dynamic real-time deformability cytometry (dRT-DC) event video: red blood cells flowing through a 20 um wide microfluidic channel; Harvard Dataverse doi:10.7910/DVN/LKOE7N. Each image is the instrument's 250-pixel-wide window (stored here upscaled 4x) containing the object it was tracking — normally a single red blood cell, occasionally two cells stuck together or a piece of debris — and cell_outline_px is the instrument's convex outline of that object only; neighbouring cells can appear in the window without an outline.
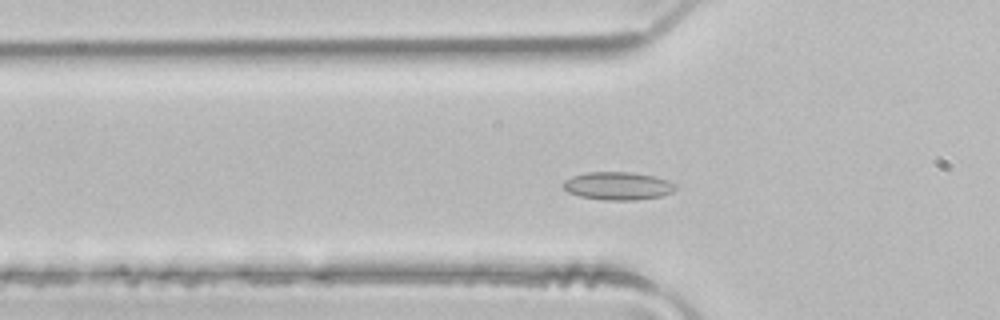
{"species": "common noctule bat (a hibernating species)", "species_latin": "Nyctalus noctula", "temperature_condition": "room temperature", "stored_images_in_passage": 45, "camera_frame_rate_fps": 3000, "um_per_image_px": 0.085, "animal": {"sex": "male", "body_mass_g": 21.5, "forearm_length_mm": 52.0}, "frame": {"image": 1, "passage_image": 12, "time_ms": 3.667, "image_size_px": [1000, 320], "cell_outline_px": [[676, 188], [672, 192], [660, 196], [636, 200], [604, 200], [580, 196], [568, 192], [560, 184], [564, 180], [572, 176], [588, 172], [632, 172], [652, 176], [676, 184]], "centroid_in_image_um": [52.47, 15.8], "position_along_channel_um": 73.3, "area_um2": 18.21}}
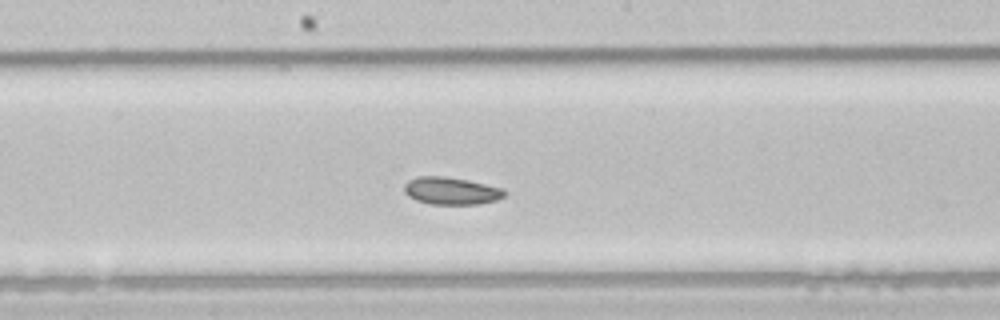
{"frame": {"image": 2, "passage_image": 22, "time_ms": 7.0, "image_size_px": [1000, 320], "cell_outline_px": [[504, 196], [496, 200], [476, 204], [428, 204], [416, 200], [408, 196], [404, 192], [404, 184], [408, 180], [416, 176], [444, 176], [468, 180], [504, 188]], "centroid_in_image_um": [38.31, 16.21], "position_along_channel_um": 209.9, "area_um2": 16.07}}
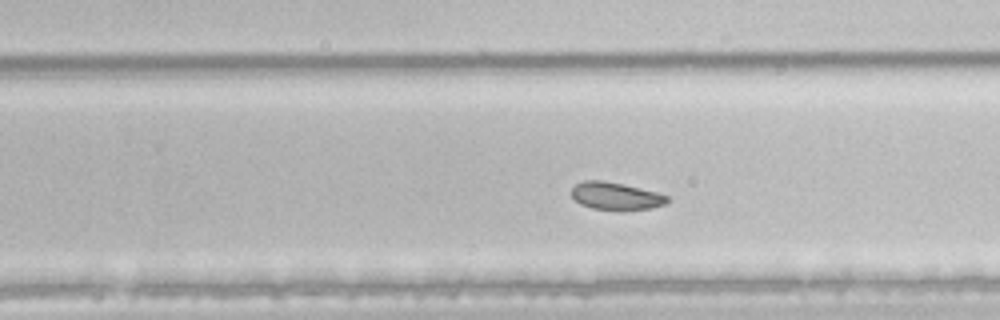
{"frame": {"image": 3, "passage_image": 27, "time_ms": 8.667, "image_size_px": [1000, 320], "cell_outline_px": [[668, 200], [664, 204], [652, 208], [620, 212], [592, 208], [580, 204], [572, 196], [572, 188], [576, 184], [584, 180], [600, 180], [640, 188], [656, 192], [668, 196]], "centroid_in_image_um": [52.34, 16.7], "position_along_channel_um": 277.5, "area_um2": 15.49}, "authors_computed_cell_mechanics": {"area_um2": 17.8024, "velocity_mm_per_s": 4.0899, "shape_relaxation_time_tau1_ms": null, "shape_relaxation_time_tau2_ms": 3.6458, "deformation_change_tau1": null, "deformation_change_tau2": 0.0673}}